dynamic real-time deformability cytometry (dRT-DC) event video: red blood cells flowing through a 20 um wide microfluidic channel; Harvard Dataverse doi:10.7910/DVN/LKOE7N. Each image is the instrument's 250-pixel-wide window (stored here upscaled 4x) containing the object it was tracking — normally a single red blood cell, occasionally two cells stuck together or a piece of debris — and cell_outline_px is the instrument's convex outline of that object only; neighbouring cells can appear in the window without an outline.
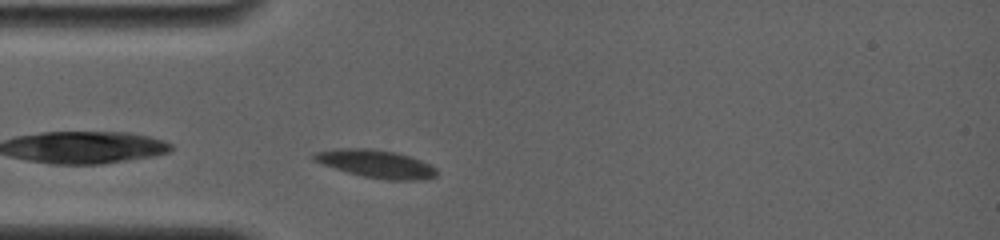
{"species": "common noctule bat (a hibernating species)", "species_latin": "Nyctalus noctula", "temperature_condition": "room temperature", "stored_images_in_passage": 30, "camera_frame_rate_fps": 4000, "um_per_image_px": 0.085, "animal": {"sex": "female", "body_mass_g": 19.0, "forearm_length_mm": 56.7}, "frame": {"image": 1, "passage_image": 1, "time_ms": 0.0, "image_size_px": [1000, 240], "cell_outline_px": [[436, 176], [428, 180], [388, 180], [364, 176], [348, 172], [312, 160], [312, 152], [340, 148], [368, 148], [396, 152], [420, 160], [436, 168]], "centroid_in_image_um": [31.97, 13.92], "position_along_channel_um": 53.0, "area_um2": 19.83}}
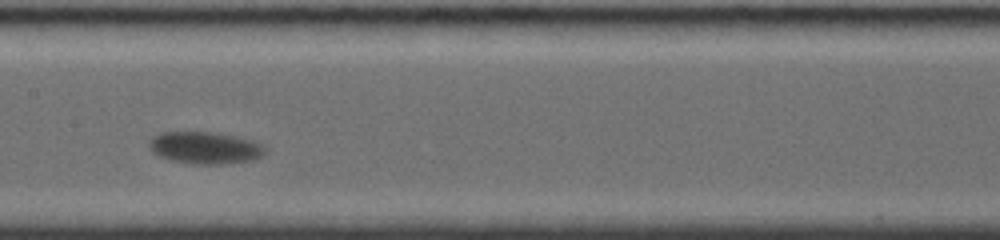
{"frame": {"image": 2, "passage_image": 14, "time_ms": 4.0, "image_size_px": [1000, 240], "cell_outline_px": [[264, 152], [260, 156], [252, 160], [220, 164], [192, 164], [172, 160], [160, 156], [152, 152], [148, 144], [148, 140], [152, 136], [164, 132], [216, 132], [236, 136], [252, 140], [260, 144], [264, 148]], "centroid_in_image_um": [17.38, 12.55], "position_along_channel_um": 190.0, "area_um2": 21.56}}
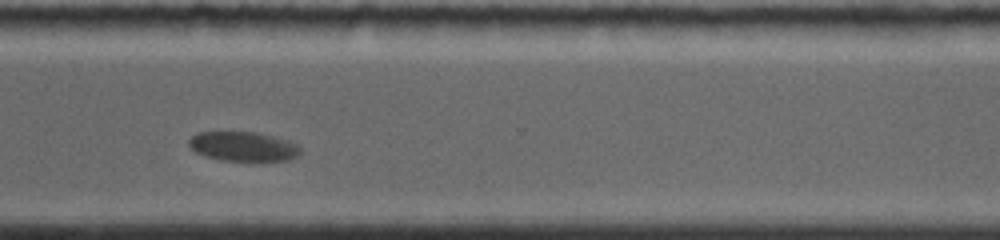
{"frame": {"image": 3, "passage_image": 26, "time_ms": 8.5, "image_size_px": [1000, 240], "cell_outline_px": [[300, 152], [296, 156], [288, 160], [220, 160], [204, 156], [196, 152], [188, 144], [188, 140], [192, 136], [200, 132], [256, 132], [288, 140], [296, 144], [300, 148]], "centroid_in_image_um": [20.65, 12.44], "position_along_channel_um": 350.0, "area_um2": 18.9}, "authors_computed_cell_mechanics": {"area_um2": 20.8947, "velocity_mm_per_s": 3.5409, "shape_relaxation_time_tau1_ms": 1.472, "shape_relaxation_time_tau2_ms": null, "deformation_change_tau1": 0.0865, "deformation_change_tau2": null}}